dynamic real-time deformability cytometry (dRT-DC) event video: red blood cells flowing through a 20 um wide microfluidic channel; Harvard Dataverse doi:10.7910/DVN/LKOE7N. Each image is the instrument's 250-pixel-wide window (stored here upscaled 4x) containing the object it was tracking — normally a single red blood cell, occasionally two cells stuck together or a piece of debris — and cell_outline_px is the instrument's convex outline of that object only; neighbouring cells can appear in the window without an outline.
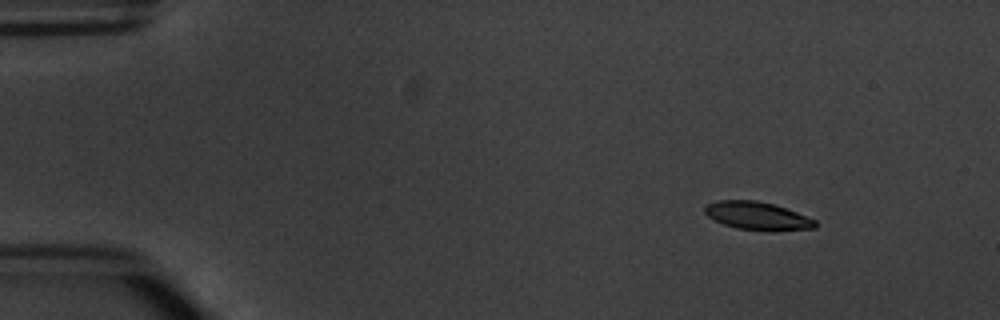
{"species": "common noctule bat (a hibernating species)", "species_latin": "Nyctalus noctula", "temperature_condition": "warm", "stored_images_in_passage": 4, "camera_frame_rate_fps": 3000, "um_per_image_px": 0.085, "animal": {"sex": "male", "body_mass_g": 20.1, "forearm_length_mm": 53.5}, "frame": {"image": 1, "passage_image": 1, "time_ms": 0.0, "image_size_px": [1000, 320], "cell_outline_px": [[816, 228], [772, 232], [764, 232], [736, 228], [724, 224], [708, 216], [704, 212], [704, 204], [716, 200], [756, 200], [772, 204], [796, 212], [816, 220]], "centroid_in_image_um": [64.36, 18.37], "position_along_channel_um": 20.6, "area_um2": 18.32}}
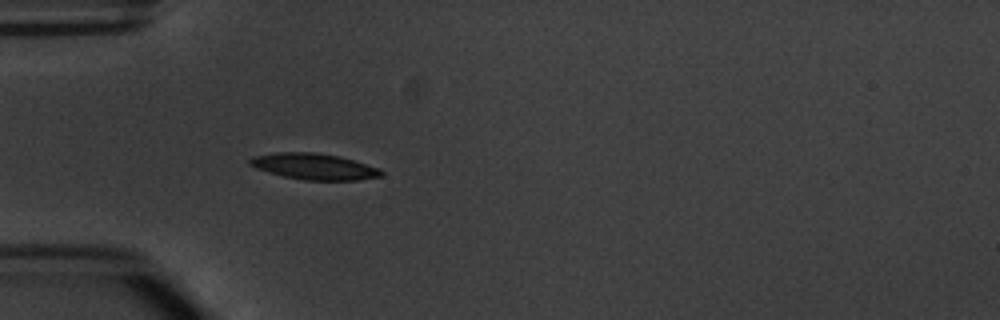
{"frame": {"image": 2, "passage_image": 4, "time_ms": 3.333, "image_size_px": [1000, 320], "cell_outline_px": [[384, 176], [360, 180], [304, 180], [284, 176], [268, 172], [256, 168], [248, 164], [248, 160], [252, 156], [276, 152], [316, 152], [340, 156], [380, 168], [384, 172]], "centroid_in_image_um": [26.72, 14.15], "position_along_channel_um": 58.3, "area_um2": 20.23}}